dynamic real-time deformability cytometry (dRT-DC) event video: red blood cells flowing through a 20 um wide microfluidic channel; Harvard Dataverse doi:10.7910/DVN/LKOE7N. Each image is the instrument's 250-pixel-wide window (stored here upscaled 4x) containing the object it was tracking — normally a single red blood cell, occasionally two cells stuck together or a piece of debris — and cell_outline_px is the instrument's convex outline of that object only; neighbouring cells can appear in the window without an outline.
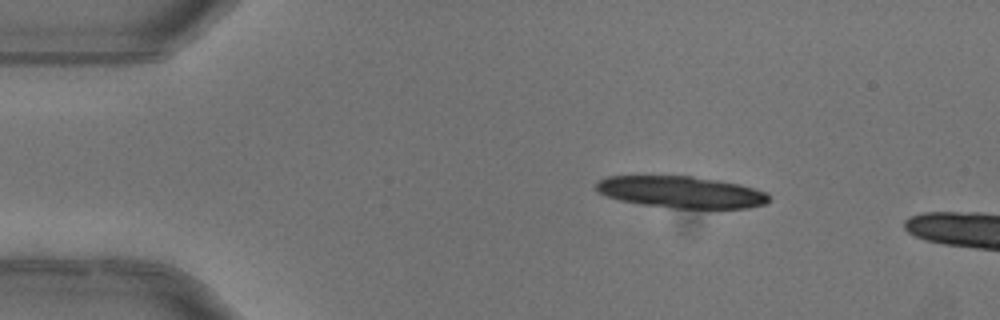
{"species": "common noctule bat (a hibernating species)", "species_latin": "Nyctalus noctula", "temperature_condition": "warm", "stored_images_in_passage": 2, "camera_frame_rate_fps": 3000, "um_per_image_px": 0.085, "animal": {"sex": "female"}, "frame": {"image": 1, "passage_image": 1, "time_ms": 0.0, "image_size_px": [1000, 320], "cell_outline_px": [[768, 200], [764, 204], [748, 208], [672, 208], [640, 204], [620, 200], [604, 196], [596, 192], [596, 184], [600, 180], [608, 176], [692, 176], [740, 184], [768, 192]], "centroid_in_image_um": [57.87, 16.33], "position_along_channel_um": 27.1, "area_um2": 31.96}}